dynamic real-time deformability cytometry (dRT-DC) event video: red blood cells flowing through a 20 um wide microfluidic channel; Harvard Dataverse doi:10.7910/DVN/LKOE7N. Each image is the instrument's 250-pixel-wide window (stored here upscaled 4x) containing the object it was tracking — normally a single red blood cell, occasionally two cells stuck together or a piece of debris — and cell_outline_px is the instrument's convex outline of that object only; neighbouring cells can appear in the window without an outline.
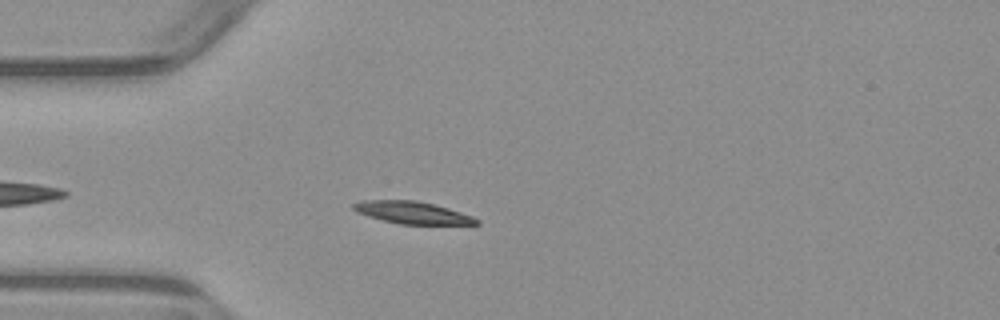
{"species": "common noctule bat (a hibernating species)", "species_latin": "Nyctalus noctula", "temperature_condition": "warm", "stored_images_in_passage": 2, "camera_frame_rate_fps": 3000, "um_per_image_px": 0.085, "animal": {"sex": "male", "body_mass_g": 23.1, "forearm_length_mm": 52.7}, "frame": {"image": 1, "passage_image": 2, "time_ms": 1.0, "image_size_px": [1000, 320], "cell_outline_px": [[480, 224], [400, 224], [368, 216], [356, 212], [352, 208], [352, 204], [360, 200], [416, 200], [448, 208], [472, 216], [480, 220]], "centroid_in_image_um": [35.02, 18.06], "position_along_channel_um": 50.0, "area_um2": 15.84}}